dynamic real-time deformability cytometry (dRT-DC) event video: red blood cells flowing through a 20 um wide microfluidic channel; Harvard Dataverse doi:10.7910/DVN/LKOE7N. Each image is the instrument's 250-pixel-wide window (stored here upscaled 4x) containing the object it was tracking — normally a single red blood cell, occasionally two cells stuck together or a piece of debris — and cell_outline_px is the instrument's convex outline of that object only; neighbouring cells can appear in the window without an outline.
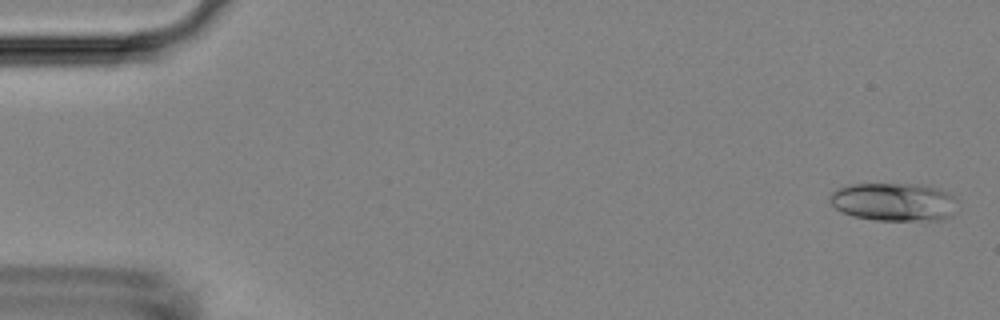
{"species": "Egyptian fruit bat (a non-hibernating species)", "species_latin": "Rousettus aegyptiacus", "temperature_condition": "room temperature", "stored_images_in_passage": 53, "camera_frame_rate_fps": 3000, "um_per_image_px": 0.085, "animal": {"sex": "female"}, "frame": {"image": 1, "passage_image": 2, "time_ms": 0.333, "image_size_px": [1000, 320], "cell_outline_px": [[956, 196], [952, 216], [940, 220], [876, 220], [852, 216], [836, 208], [828, 200], [832, 192], [836, 188], [852, 184], [924, 184], [948, 192]], "centroid_in_image_um": [75.98, 17.15], "position_along_channel_um": 9.0, "area_um2": 28.5}}
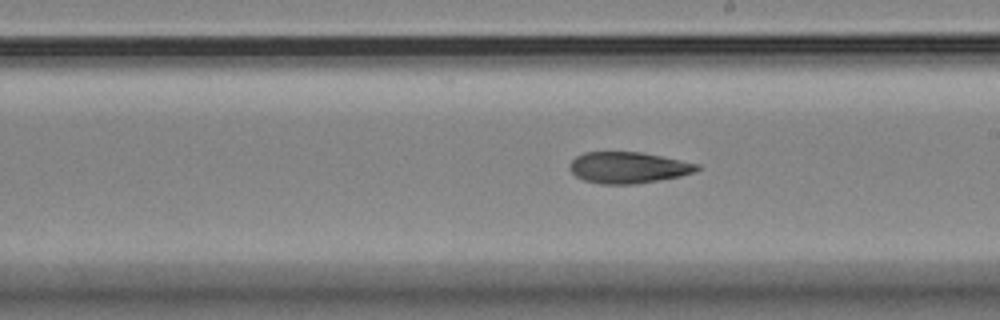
{"frame": {"image": 2, "passage_image": 30, "time_ms": 9.667, "image_size_px": [1000, 320], "cell_outline_px": [[700, 168], [696, 172], [680, 176], [636, 184], [600, 184], [584, 180], [576, 176], [568, 168], [568, 164], [576, 156], [584, 152], [640, 152], [700, 164]], "centroid_in_image_um": [53.38, 14.25], "position_along_channel_um": 235.6, "area_um2": 23.24}}
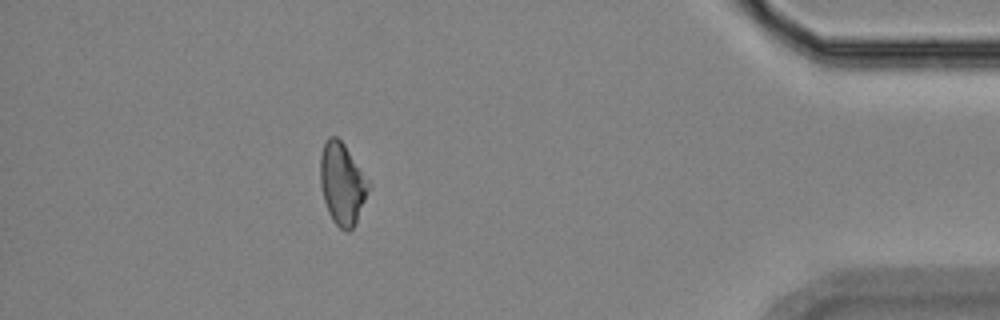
{"frame": {"image": 3, "passage_image": 47, "time_ms": 15.333, "image_size_px": [1000, 320], "cell_outline_px": [[372, 184], [356, 220], [352, 228], [348, 232], [344, 232], [332, 220], [328, 212], [324, 200], [320, 184], [320, 152], [328, 136], [336, 136], [344, 144]], "centroid_in_image_um": [29.08, 15.6], "position_along_channel_um": 406.1, "area_um2": 23.06}}